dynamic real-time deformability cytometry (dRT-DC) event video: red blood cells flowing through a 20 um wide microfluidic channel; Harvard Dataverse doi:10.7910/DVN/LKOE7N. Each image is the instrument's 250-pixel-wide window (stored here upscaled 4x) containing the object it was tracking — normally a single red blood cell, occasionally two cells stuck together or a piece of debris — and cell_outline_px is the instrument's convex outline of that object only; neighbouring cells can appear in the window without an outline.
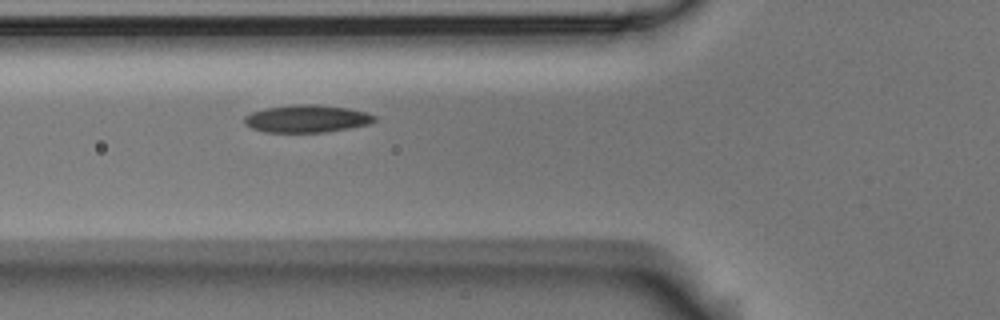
{"species": "Egyptian fruit bat (a non-hibernating species)", "species_latin": "Rousettus aegyptiacus", "temperature_condition": "room temperature", "stored_images_in_passage": 3, "camera_frame_rate_fps": 3000, "um_per_image_px": 0.085, "animal": {"sex": "male"}, "frame": {"image": 1, "passage_image": 3, "time_ms": 0.667, "image_size_px": [1000, 320], "cell_outline_px": [[376, 120], [368, 124], [348, 128], [324, 132], [264, 132], [252, 128], [244, 124], [244, 116], [252, 112], [264, 108], [292, 104], [316, 104], [348, 108], [368, 112], [376, 116]], "centroid_in_image_um": [26.06, 10.08], "position_along_channel_um": 99.7, "area_um2": 20.98}}